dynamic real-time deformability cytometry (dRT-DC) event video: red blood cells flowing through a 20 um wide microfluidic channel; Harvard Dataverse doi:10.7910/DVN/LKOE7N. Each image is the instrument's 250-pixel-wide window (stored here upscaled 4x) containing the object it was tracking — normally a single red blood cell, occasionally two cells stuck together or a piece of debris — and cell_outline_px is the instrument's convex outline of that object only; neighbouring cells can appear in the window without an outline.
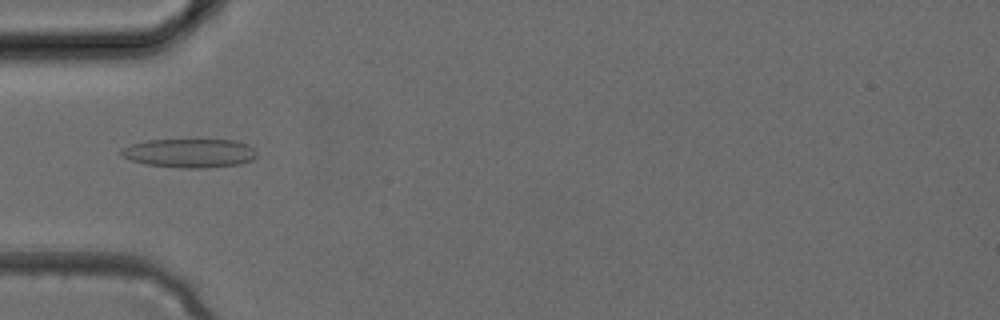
{"species": "common noctule bat (a hibernating species)", "species_latin": "Nyctalus noctula", "temperature_condition": "cold", "stored_images_in_passage": 10, "camera_frame_rate_fps": 3000, "um_per_image_px": 0.085, "animal": {"sex": "female", "body_mass_g": 24.6, "forearm_length_mm": 56.2}, "frame": {"image": 1, "passage_image": 2, "time_ms": 0.333, "image_size_px": [1000, 320], "cell_outline_px": [[256, 156], [252, 160], [240, 164], [208, 168], [180, 168], [148, 164], [132, 160], [120, 156], [120, 148], [132, 144], [148, 140], [236, 140], [248, 144], [256, 152]], "centroid_in_image_um": [16.12, 13.02], "position_along_channel_um": 68.9, "area_um2": 22.83}}
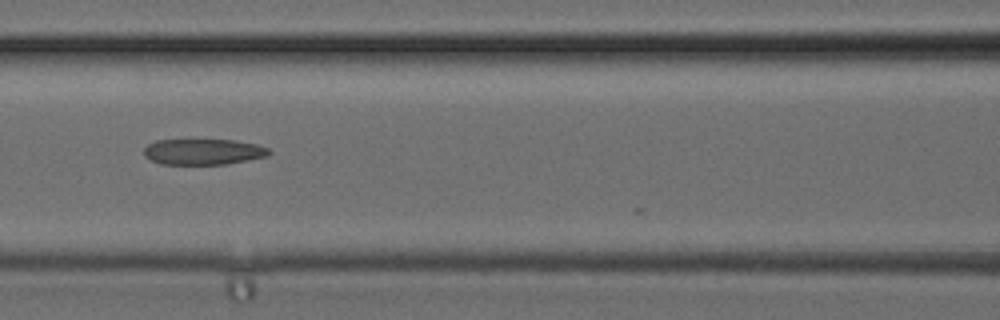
{"frame": {"image": 2, "passage_image": 6, "time_ms": 1.667, "image_size_px": [1000, 320], "cell_outline_px": [[272, 152], [268, 156], [228, 164], [160, 164], [144, 156], [144, 148], [148, 144], [156, 140], [236, 140], [256, 144], [268, 148]], "centroid_in_image_um": [17.29, 12.9], "position_along_channel_um": 149.3, "area_um2": 18.9}}
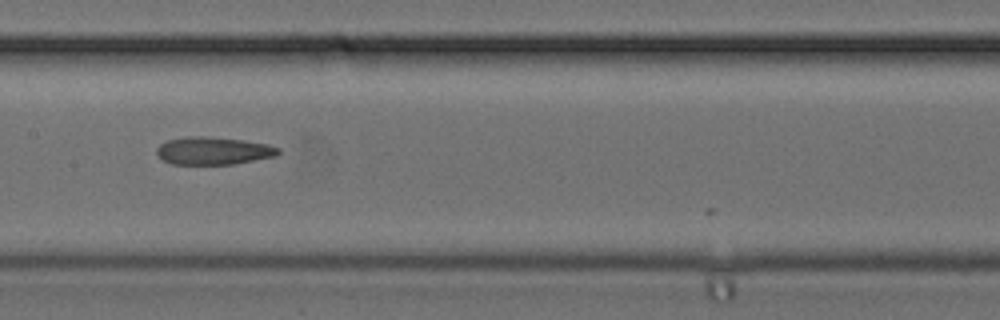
{"frame": {"image": 3, "passage_image": 8, "time_ms": 2.333, "image_size_px": [1000, 320], "cell_outline_px": [[280, 152], [276, 156], [232, 164], [172, 164], [164, 160], [156, 152], [156, 148], [160, 144], [168, 140], [188, 136], [204, 136], [244, 140], [268, 144], [280, 148]], "centroid_in_image_um": [18.15, 12.81], "position_along_channel_um": 189.3, "area_um2": 19.54}}